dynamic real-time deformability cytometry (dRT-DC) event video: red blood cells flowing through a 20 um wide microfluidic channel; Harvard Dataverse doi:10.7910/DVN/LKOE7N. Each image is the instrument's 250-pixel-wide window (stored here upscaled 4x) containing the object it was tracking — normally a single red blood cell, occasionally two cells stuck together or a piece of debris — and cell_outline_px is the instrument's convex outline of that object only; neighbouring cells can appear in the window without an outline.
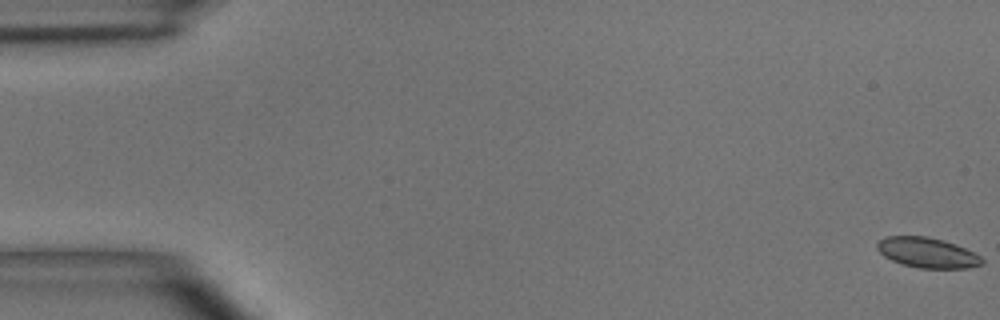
{"species": "common noctule bat (a hibernating species)", "species_latin": "Nyctalus noctula", "temperature_condition": "room temperature", "stored_images_in_passage": 6, "segment_of_instrument_passage": [1, 2], "camera_frame_rate_fps": 3000, "um_per_image_px": 0.085, "animal": {"sex": "male", "body_mass_g": 15.6}, "frame": {"image": 1, "passage_image": 1, "time_ms": 0.0, "image_size_px": [1000, 320], "cell_outline_px": [[984, 264], [968, 268], [920, 268], [904, 264], [892, 260], [884, 256], [876, 248], [876, 244], [884, 236], [928, 236], [944, 240], [956, 244], [980, 256], [984, 260]], "centroid_in_image_um": [78.82, 21.47], "position_along_channel_um": 6.2, "area_um2": 18.44}}
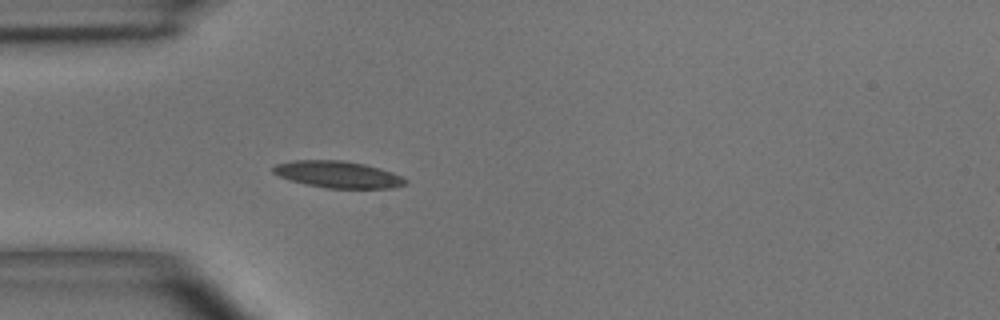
{"frame": {"image": 2, "passage_image": 5, "time_ms": 5.0, "image_size_px": [1000, 320], "cell_outline_px": [[408, 184], [392, 188], [324, 188], [288, 180], [272, 172], [272, 168], [276, 164], [292, 160], [344, 160], [364, 164], [380, 168], [392, 172], [408, 180]], "centroid_in_image_um": [28.72, 14.83], "position_along_channel_um": 56.3, "area_um2": 20.75}}